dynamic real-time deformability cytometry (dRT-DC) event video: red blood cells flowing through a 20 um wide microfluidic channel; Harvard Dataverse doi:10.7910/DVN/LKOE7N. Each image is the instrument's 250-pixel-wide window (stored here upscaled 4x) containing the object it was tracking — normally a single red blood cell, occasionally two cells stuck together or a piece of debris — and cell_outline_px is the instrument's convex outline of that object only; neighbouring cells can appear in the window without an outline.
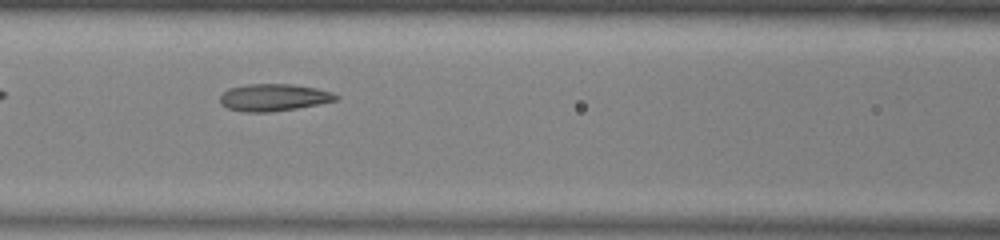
{"species": "common noctule bat (a hibernating species)", "species_latin": "Nyctalus noctula", "temperature_condition": "warm", "stored_images_in_passage": 26, "camera_frame_rate_fps": 3000, "um_per_image_px": 0.085, "animal": {"sex": "male", "body_mass_g": 13.0, "forearm_length_mm": 53.1}, "frame": {"image": 1, "passage_image": 6, "time_ms": 1.667, "image_size_px": [1000, 240], "cell_outline_px": [[340, 100], [296, 108], [272, 112], [244, 112], [228, 108], [220, 104], [220, 96], [228, 88], [248, 84], [292, 84], [316, 88], [332, 92], [340, 96]], "centroid_in_image_um": [23.28, 8.28], "position_along_channel_um": 143.3, "area_um2": 18.44}}
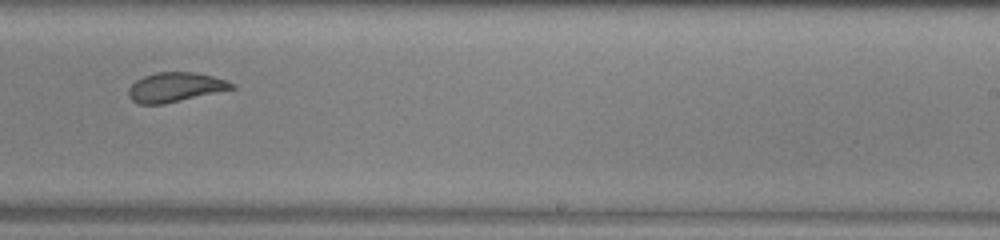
{"frame": {"image": 2, "passage_image": 16, "time_ms": 5.0, "image_size_px": [1000, 240], "cell_outline_px": [[236, 88], [164, 104], [140, 104], [132, 100], [128, 96], [128, 88], [136, 80], [144, 76], [156, 72], [196, 72], [212, 76], [236, 84]], "centroid_in_image_um": [14.89, 7.41], "position_along_channel_um": 274.1, "area_um2": 17.69}}
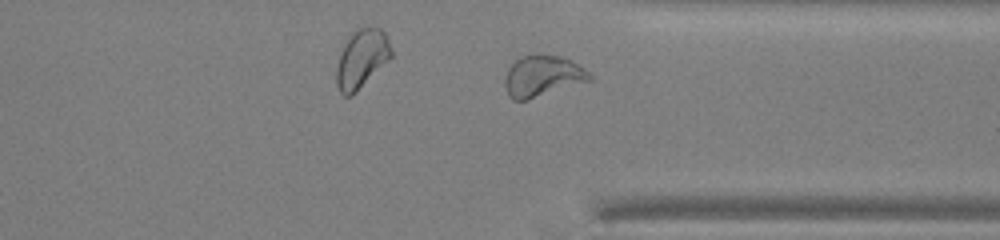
{"frame": {"image": 3, "passage_image": 23, "time_ms": 7.333, "image_size_px": [1000, 240], "cell_outline_px": [[592, 80], [528, 100], [512, 100], [508, 96], [504, 84], [504, 80], [508, 68], [520, 56], [560, 56], [584, 68], [592, 76]], "centroid_in_image_um": [46.09, 6.51], "position_along_channel_um": 365.3, "area_um2": 20.0}}